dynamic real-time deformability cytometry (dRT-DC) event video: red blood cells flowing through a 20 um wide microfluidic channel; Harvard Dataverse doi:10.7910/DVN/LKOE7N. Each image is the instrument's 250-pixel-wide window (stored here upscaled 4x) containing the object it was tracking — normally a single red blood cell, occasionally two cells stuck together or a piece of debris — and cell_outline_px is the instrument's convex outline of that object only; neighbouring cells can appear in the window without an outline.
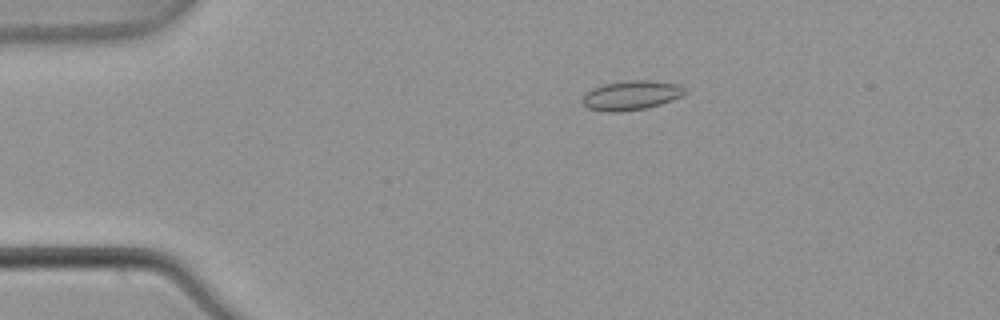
{"species": "common noctule bat (a hibernating species)", "species_latin": "Nyctalus noctula", "temperature_condition": "warm", "stored_images_in_passage": 4, "camera_frame_rate_fps": 3000, "um_per_image_px": 0.085, "animal": {"sex": "male", "body_mass_g": 21.5, "forearm_length_mm": 52.0}, "frame": {"image": 1, "passage_image": 3, "time_ms": 0.667, "image_size_px": [1000, 320], "cell_outline_px": [[688, 92], [672, 100], [660, 104], [644, 108], [620, 112], [604, 112], [588, 108], [584, 104], [584, 96], [592, 88], [604, 84], [628, 80], [648, 80], [680, 84], [688, 88]], "centroid_in_image_um": [53.71, 8.09], "position_along_channel_um": 31.3, "area_um2": 17.51}}